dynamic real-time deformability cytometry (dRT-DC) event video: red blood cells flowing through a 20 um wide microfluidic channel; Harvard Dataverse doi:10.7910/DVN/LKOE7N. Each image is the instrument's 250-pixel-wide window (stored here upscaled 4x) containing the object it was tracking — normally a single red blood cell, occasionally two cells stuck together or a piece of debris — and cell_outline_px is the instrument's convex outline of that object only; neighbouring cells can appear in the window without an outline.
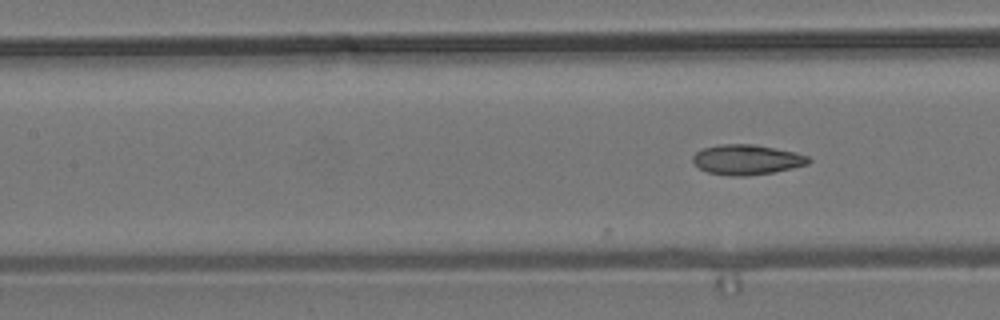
{"species": "common noctule bat (a hibernating species)", "species_latin": "Nyctalus noctula", "temperature_condition": "room temperature", "stored_images_in_passage": 24, "camera_frame_rate_fps": 3000, "um_per_image_px": 0.085, "animal": {"sex": "male", "body_mass_g": 19.2, "forearm_length_mm": 51.8}, "frame": {"image": 1, "passage_image": 24, "time_ms": 7.667, "image_size_px": [1000, 320], "cell_outline_px": [[812, 160], [808, 164], [792, 168], [772, 172], [748, 176], [728, 176], [708, 172], [700, 168], [692, 160], [692, 156], [696, 152], [704, 148], [720, 144], [756, 144], [796, 152], [808, 156]], "centroid_in_image_um": [63.49, 13.56], "position_along_channel_um": 143.9, "area_um2": 20.35}}